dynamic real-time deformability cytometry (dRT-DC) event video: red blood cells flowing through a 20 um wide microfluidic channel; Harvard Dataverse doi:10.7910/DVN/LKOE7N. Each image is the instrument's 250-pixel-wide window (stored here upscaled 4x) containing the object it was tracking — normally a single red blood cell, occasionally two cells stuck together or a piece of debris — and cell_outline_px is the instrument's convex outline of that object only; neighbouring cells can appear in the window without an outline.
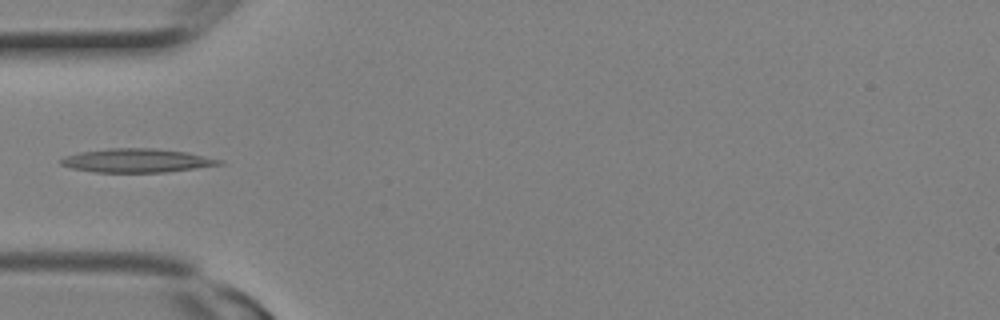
{"species": "Egyptian fruit bat (a non-hibernating species)", "species_latin": "Rousettus aegyptiacus", "temperature_condition": "room temperature", "stored_images_in_passage": 9, "camera_frame_rate_fps": 3000, "um_per_image_px": 0.085, "animal": {"sex": "female"}, "frame": {"image": 1, "passage_image": 8, "time_ms": 2.333, "image_size_px": [1000, 320], "cell_outline_px": [[224, 164], [168, 172], [92, 172], [72, 168], [60, 164], [60, 160], [64, 156], [80, 152], [108, 148], [156, 148], [184, 152], [224, 160]], "centroid_in_image_um": [11.62, 13.65], "position_along_channel_um": 73.4, "area_um2": 21.91}}